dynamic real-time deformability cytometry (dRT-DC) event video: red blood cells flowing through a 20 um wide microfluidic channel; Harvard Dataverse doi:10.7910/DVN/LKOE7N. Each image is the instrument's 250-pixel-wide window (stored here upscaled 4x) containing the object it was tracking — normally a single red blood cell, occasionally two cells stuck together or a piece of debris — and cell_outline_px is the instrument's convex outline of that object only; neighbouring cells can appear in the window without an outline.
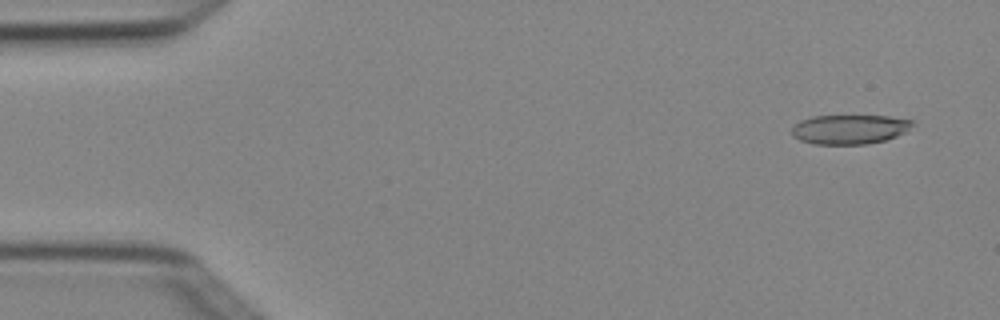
{"species": "Egyptian fruit bat (a non-hibernating species)", "species_latin": "Rousettus aegyptiacus", "temperature_condition": "cold", "stored_images_in_passage": 4, "camera_frame_rate_fps": 3000, "um_per_image_px": 0.085, "animal": {"sex": "female"}, "frame": {"image": 1, "passage_image": 1, "time_ms": 0.0, "image_size_px": [1000, 320], "cell_outline_px": [[916, 124], [904, 132], [896, 136], [884, 140], [868, 144], [816, 144], [800, 140], [792, 136], [792, 128], [800, 120], [812, 116], [888, 116], [912, 120]], "centroid_in_image_um": [72.22, 10.99], "position_along_channel_um": 12.8, "area_um2": 20.63}}
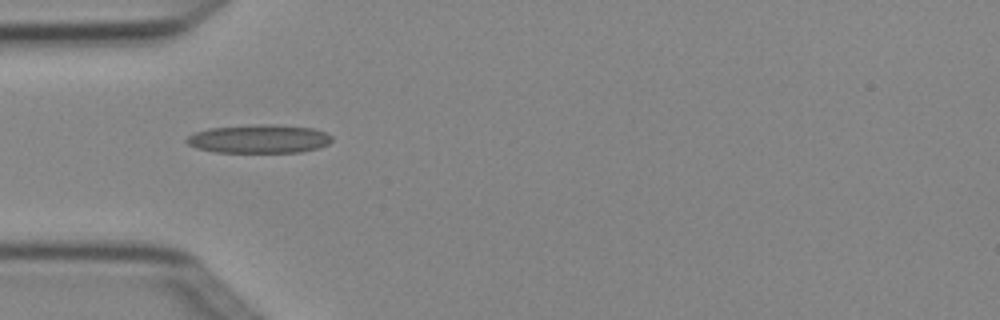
{"frame": {"image": 2, "passage_image": 4, "time_ms": 1.0, "image_size_px": [1000, 320], "cell_outline_px": [[332, 140], [328, 144], [316, 148], [300, 152], [216, 152], [196, 148], [188, 144], [184, 140], [188, 136], [196, 132], [208, 128], [260, 124], [272, 124], [312, 128], [324, 132], [332, 136]], "centroid_in_image_um": [22.0, 11.8], "position_along_channel_um": 63.0, "area_um2": 24.04}}